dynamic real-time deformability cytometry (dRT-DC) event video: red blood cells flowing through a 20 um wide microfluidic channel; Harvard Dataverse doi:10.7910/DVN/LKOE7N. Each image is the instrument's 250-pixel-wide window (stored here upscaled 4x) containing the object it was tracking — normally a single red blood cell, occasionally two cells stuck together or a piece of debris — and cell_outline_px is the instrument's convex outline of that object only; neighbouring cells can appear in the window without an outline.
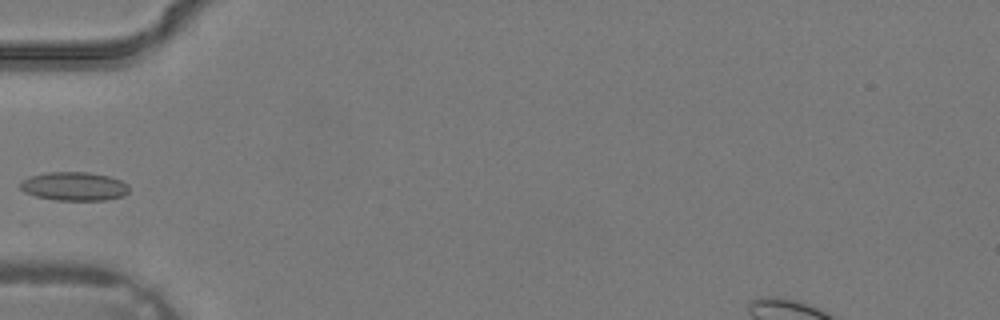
{"species": "common noctule bat (a hibernating species)", "species_latin": "Nyctalus noctula", "temperature_condition": "warm", "stored_images_in_passage": 3, "camera_frame_rate_fps": 3000, "um_per_image_px": 0.085, "animal": {"sex": "male", "body_mass_g": 19.2, "forearm_length_mm": 51.8}, "frame": {"image": 1, "passage_image": 3, "time_ms": 0.667, "image_size_px": [1000, 320], "cell_outline_px": [[128, 192], [124, 196], [104, 200], [56, 200], [36, 196], [24, 192], [20, 188], [20, 184], [28, 176], [48, 172], [88, 172], [108, 176], [120, 180], [128, 184]], "centroid_in_image_um": [6.3, 15.83], "position_along_channel_um": 78.7, "area_um2": 18.15}}